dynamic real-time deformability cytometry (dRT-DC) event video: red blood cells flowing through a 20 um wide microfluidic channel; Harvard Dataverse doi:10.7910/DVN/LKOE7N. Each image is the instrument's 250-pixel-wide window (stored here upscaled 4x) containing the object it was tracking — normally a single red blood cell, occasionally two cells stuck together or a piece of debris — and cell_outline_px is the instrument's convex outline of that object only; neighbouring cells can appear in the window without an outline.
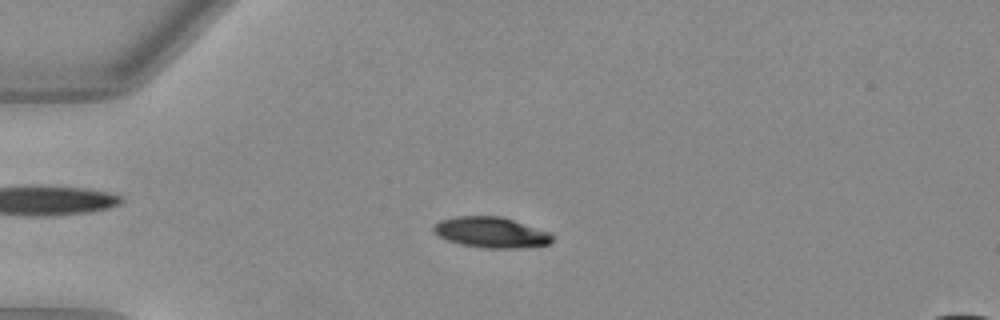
{"species": "Egyptian fruit bat (a non-hibernating species)", "species_latin": "Rousettus aegyptiacus", "temperature_condition": "warm", "stored_images_in_passage": 45, "camera_frame_rate_fps": 3000, "um_per_image_px": 0.085, "animal": {"sex": "female"}, "frame": {"image": 1, "passage_image": 7, "time_ms": 2.0, "image_size_px": [1000, 320], "cell_outline_px": [[552, 240], [548, 244], [520, 248], [484, 248], [464, 244], [448, 240], [440, 236], [432, 228], [440, 220], [452, 216], [500, 216], [552, 232]], "centroid_in_image_um": [41.78, 19.74], "position_along_channel_um": 43.2, "area_um2": 21.04}}
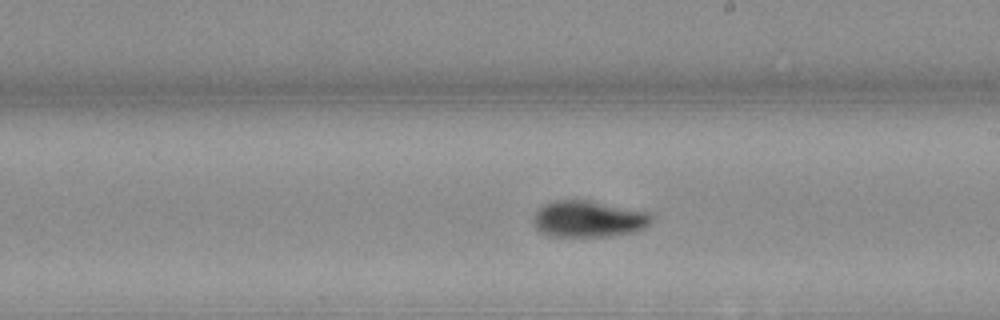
{"frame": {"image": 2, "passage_image": 24, "time_ms": 7.667, "image_size_px": [1000, 320], "cell_outline_px": [[652, 220], [644, 228], [636, 232], [612, 236], [548, 236], [540, 232], [536, 228], [532, 220], [536, 212], [544, 204], [556, 200], [584, 200], [648, 212], [652, 216]], "centroid_in_image_um": [50.0, 18.63], "position_along_channel_um": 239.0, "area_um2": 24.91}}
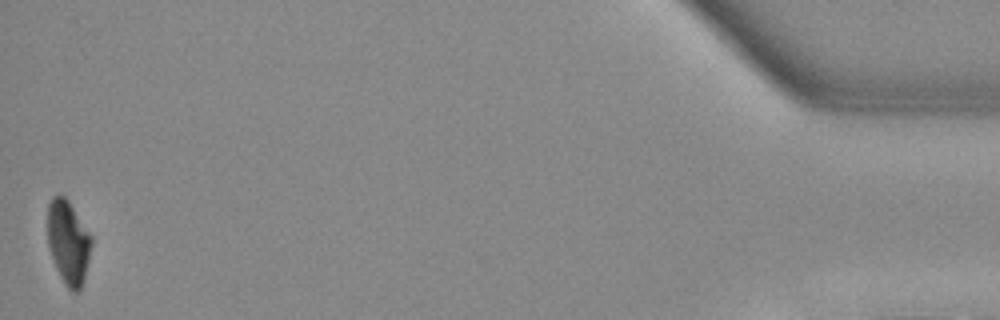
{"frame": {"image": 3, "passage_image": 45, "time_ms": 14.667, "image_size_px": [1000, 320], "cell_outline_px": [[92, 244], [84, 280], [80, 288], [76, 292], [72, 292], [68, 288], [60, 276], [52, 256], [48, 244], [48, 204], [52, 196], [64, 196], [68, 200], [92, 236]], "centroid_in_image_um": [5.81, 20.58], "position_along_channel_um": 429.4, "area_um2": 21.15}, "authors_computed_cell_mechanics": {"area_um2": 22.7732, "velocity_mm_per_s": 3.9939, "shape_relaxation_time_tau1_ms": 3.4464, "shape_relaxation_time_tau2_ms": 0.9074, "deformation_change_tau1": 0.1716, "deformation_change_tau2": 0.0485}}